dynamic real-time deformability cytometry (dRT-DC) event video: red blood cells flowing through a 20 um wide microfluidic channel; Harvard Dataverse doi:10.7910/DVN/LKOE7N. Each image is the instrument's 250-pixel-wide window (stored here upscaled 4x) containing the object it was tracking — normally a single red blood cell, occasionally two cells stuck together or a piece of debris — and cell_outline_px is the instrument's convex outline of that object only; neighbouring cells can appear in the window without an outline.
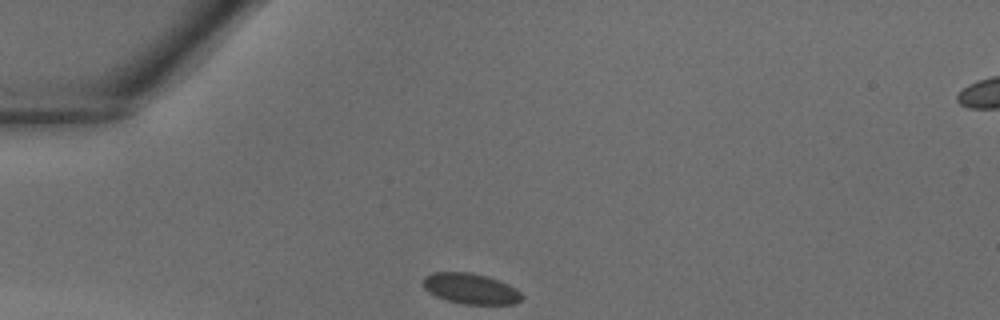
{"species": "common noctule bat (a hibernating species)", "species_latin": "Nyctalus noctula", "temperature_condition": "warm", "stored_images_in_passage": 31, "camera_frame_rate_fps": 3000, "um_per_image_px": 0.085, "animal": {"sex": "male", "body_mass_g": 18.8}, "frame": {"image": 1, "passage_image": 1, "time_ms": 0.0, "image_size_px": [1000, 320], "cell_outline_px": [[524, 296], [516, 304], [464, 304], [448, 300], [436, 296], [428, 292], [424, 288], [424, 276], [432, 272], [472, 272], [488, 276], [500, 280], [516, 288]], "centroid_in_image_um": [40.03, 24.52], "position_along_channel_um": 45.0, "area_um2": 17.74}}
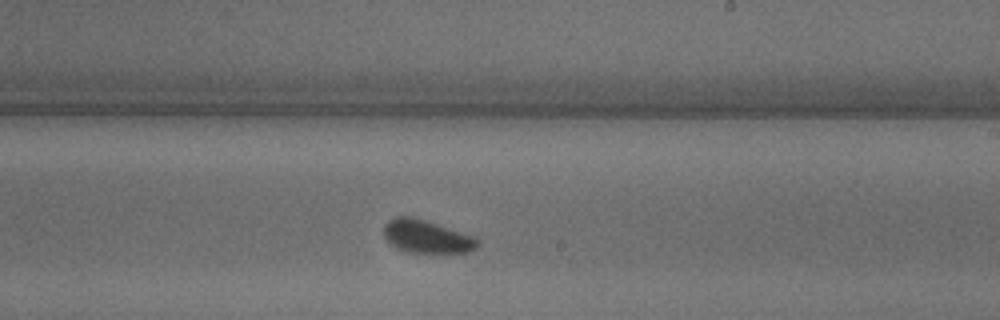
{"frame": {"image": 2, "passage_image": 15, "time_ms": 4.667, "image_size_px": [1000, 320], "cell_outline_px": [[480, 244], [472, 252], [408, 252], [396, 248], [384, 236], [384, 224], [388, 220], [396, 216], [412, 216], [476, 236], [480, 240]], "centroid_in_image_um": [36.3, 20.1], "position_along_channel_um": 252.7, "area_um2": 18.15}}
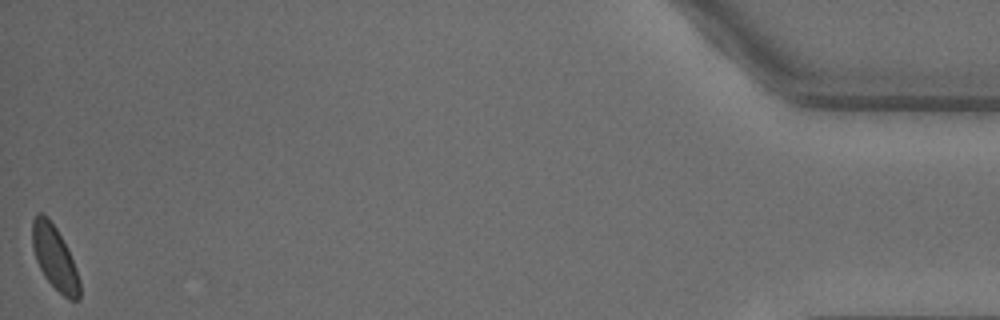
{"frame": {"image": 3, "passage_image": 31, "time_ms": 10.0, "image_size_px": [1000, 320], "cell_outline_px": [[80, 300], [68, 300], [44, 276], [36, 260], [32, 248], [32, 220], [36, 212], [40, 212], [48, 216], [56, 228], [76, 268], [80, 280]], "centroid_in_image_um": [4.63, 21.89], "position_along_channel_um": 430.6, "area_um2": 17.46}}